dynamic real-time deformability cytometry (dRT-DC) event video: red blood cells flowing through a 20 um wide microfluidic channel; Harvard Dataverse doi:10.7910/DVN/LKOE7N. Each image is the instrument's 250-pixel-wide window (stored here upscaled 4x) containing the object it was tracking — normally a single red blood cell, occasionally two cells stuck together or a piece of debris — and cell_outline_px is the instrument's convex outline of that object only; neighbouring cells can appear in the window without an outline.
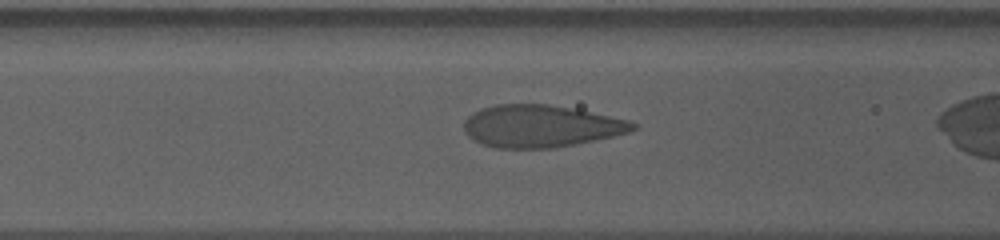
{"species": "human", "species_latin": "Homo sapiens", "temperature_condition": "cold", "stored_images_in_passage": 40, "camera_frame_rate_fps": 3000, "um_per_image_px": 0.085, "donor": {"sex": "male"}, "frame": {"image": 1, "passage_image": 18, "time_ms": 5.667, "image_size_px": [1000, 240], "cell_outline_px": [[636, 128], [628, 132], [596, 140], [556, 148], [496, 148], [480, 144], [472, 140], [464, 132], [464, 120], [472, 112], [480, 108], [496, 104], [548, 104], [628, 120], [636, 124]], "centroid_in_image_um": [45.88, 10.73], "position_along_channel_um": 120.7, "area_um2": 41.5}}
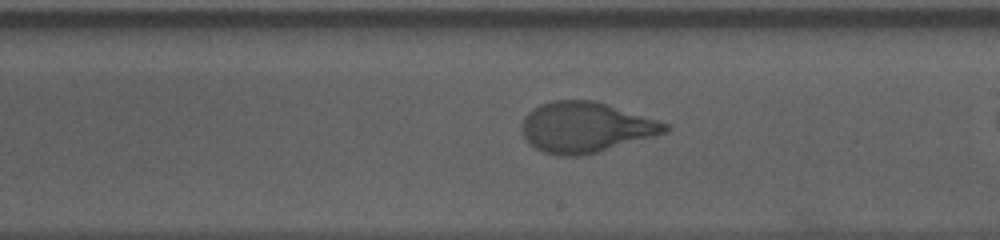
{"frame": {"image": 2, "passage_image": 28, "time_ms": 9.0, "image_size_px": [1000, 240], "cell_outline_px": [[672, 128], [668, 132], [656, 136], [596, 152], [580, 156], [560, 156], [544, 152], [528, 144], [520, 132], [520, 124], [524, 116], [532, 108], [540, 104], [552, 100], [592, 100], [672, 124]], "centroid_in_image_um": [49.76, 10.82], "position_along_channel_um": 239.2, "area_um2": 42.48}}
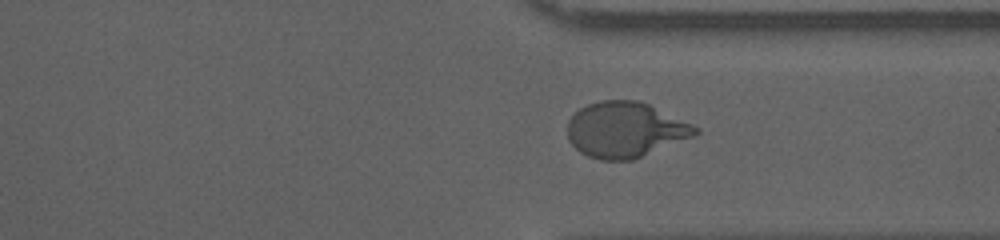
{"frame": {"image": 3, "passage_image": 38, "time_ms": 12.333, "image_size_px": [1000, 240], "cell_outline_px": [[700, 132], [692, 136], [632, 160], [600, 160], [588, 156], [580, 152], [568, 140], [568, 120], [580, 108], [588, 104], [600, 100], [636, 100], [648, 104], [692, 124], [700, 128]], "centroid_in_image_um": [53.12, 11.02], "position_along_channel_um": 358.3, "area_um2": 40.92}}